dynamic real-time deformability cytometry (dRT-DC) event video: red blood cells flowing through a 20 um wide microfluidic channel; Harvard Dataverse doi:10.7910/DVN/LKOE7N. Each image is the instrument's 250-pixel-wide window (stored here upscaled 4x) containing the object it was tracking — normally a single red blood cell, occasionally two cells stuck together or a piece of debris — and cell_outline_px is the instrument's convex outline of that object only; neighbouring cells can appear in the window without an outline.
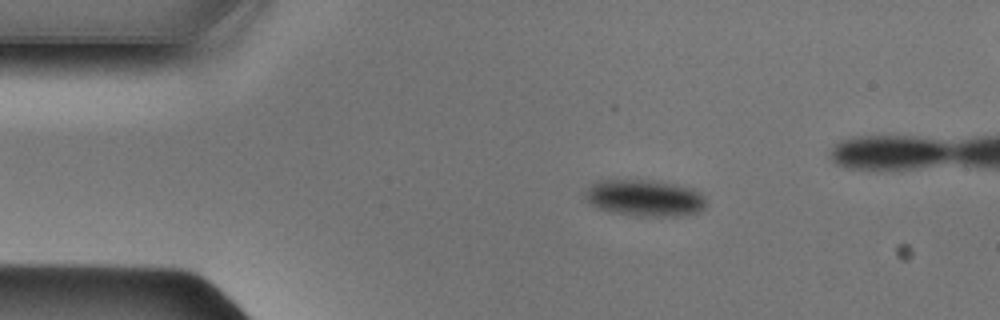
{"species": "Egyptian fruit bat (a non-hibernating species)", "species_latin": "Rousettus aegyptiacus", "temperature_condition": "cold", "stored_images_in_passage": 43, "camera_frame_rate_fps": 3000, "um_per_image_px": 0.085, "animal": {"sex": "male"}, "frame": {"image": 1, "passage_image": 8, "time_ms": 2.333, "image_size_px": [1000, 320], "cell_outline_px": [[708, 204], [700, 212], [684, 216], [640, 216], [612, 212], [588, 204], [584, 196], [584, 192], [596, 180], [656, 180], [676, 184], [692, 188], [700, 192], [704, 196]], "centroid_in_image_um": [54.83, 16.83], "position_along_channel_um": 30.2, "area_um2": 26.24}}
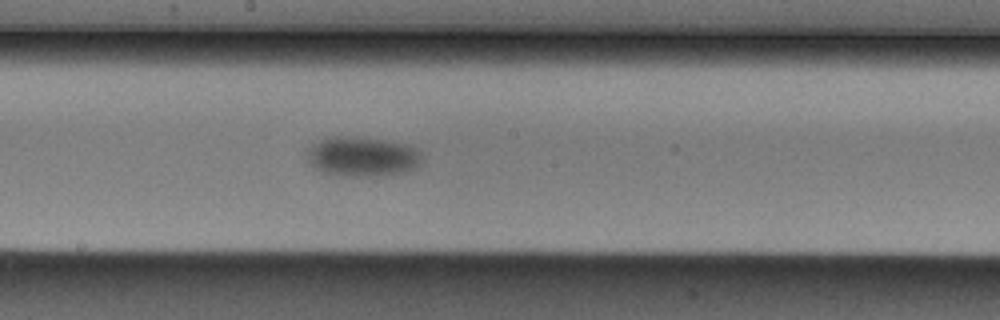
{"frame": {"image": 2, "passage_image": 25, "time_ms": 8.0, "image_size_px": [1000, 320], "cell_outline_px": [[424, 164], [416, 168], [404, 172], [380, 176], [340, 176], [320, 172], [312, 168], [308, 160], [308, 148], [320, 140], [332, 136], [352, 136], [384, 140], [408, 144], [416, 148], [424, 156]], "centroid_in_image_um": [30.84, 13.32], "position_along_channel_um": 217.4, "area_um2": 27.22}}
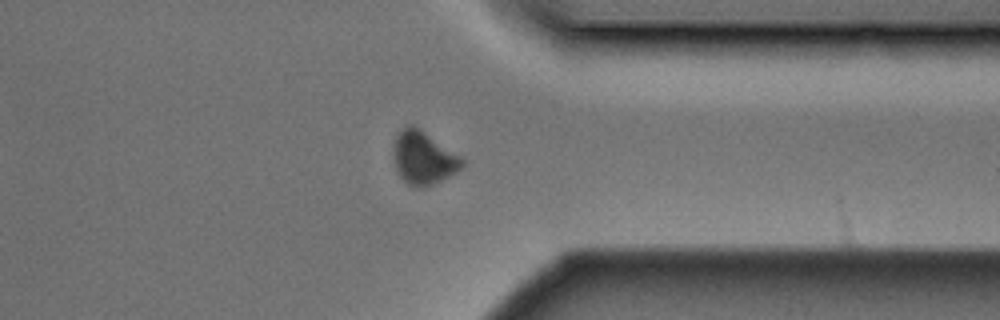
{"frame": {"image": 3, "passage_image": 37, "time_ms": 12.0, "image_size_px": [1000, 320], "cell_outline_px": [[464, 164], [456, 172], [432, 184], [416, 188], [408, 184], [396, 172], [392, 156], [392, 152], [396, 136], [408, 124], [412, 124], [460, 156], [464, 160]], "centroid_in_image_um": [35.94, 13.43], "position_along_channel_um": 375.5, "area_um2": 20.87}}